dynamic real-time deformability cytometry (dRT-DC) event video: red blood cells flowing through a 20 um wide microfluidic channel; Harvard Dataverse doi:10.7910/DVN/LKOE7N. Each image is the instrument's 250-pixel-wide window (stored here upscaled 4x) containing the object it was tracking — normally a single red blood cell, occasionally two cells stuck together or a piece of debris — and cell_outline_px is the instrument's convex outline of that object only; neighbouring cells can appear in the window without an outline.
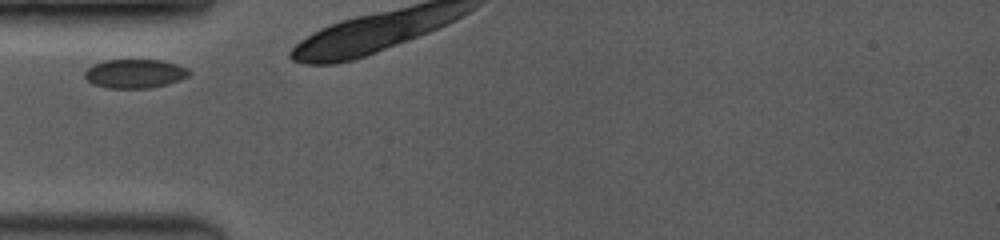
{"species": "common noctule bat (a hibernating species)", "species_latin": "Nyctalus noctula", "temperature_condition": "room temperature", "stored_images_in_passage": 3, "camera_frame_rate_fps": 3500, "um_per_image_px": 0.085, "animal": {"sex": "female", "body_mass_g": 19.0, "forearm_length_mm": 53.3}, "frame": {"image": 1, "passage_image": 1, "time_ms": 0.0, "image_size_px": [1000, 240], "cell_outline_px": [[192, 72], [188, 76], [164, 84], [148, 88], [108, 88], [92, 84], [84, 76], [84, 72], [92, 64], [104, 60], [160, 60], [176, 64], [188, 68]], "centroid_in_image_um": [11.42, 6.25], "position_along_channel_um": 73.6, "area_um2": 17.46}}